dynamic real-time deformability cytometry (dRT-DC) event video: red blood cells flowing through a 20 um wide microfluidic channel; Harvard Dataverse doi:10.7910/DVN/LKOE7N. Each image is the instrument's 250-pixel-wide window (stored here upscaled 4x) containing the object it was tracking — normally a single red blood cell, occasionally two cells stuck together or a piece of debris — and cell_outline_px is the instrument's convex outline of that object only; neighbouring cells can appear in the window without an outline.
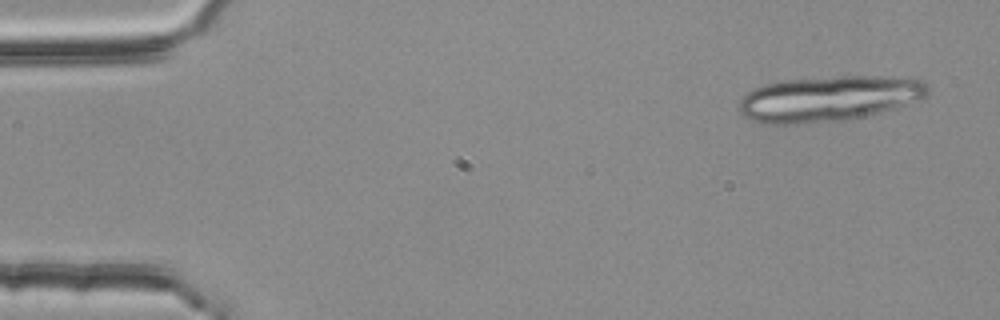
{"species": "common noctule bat (a hibernating species)", "species_latin": "Nyctalus noctula", "temperature_condition": "room temperature", "stored_images_in_passage": 6, "segment_of_instrument_passage": [1, 2], "camera_frame_rate_fps": 3000, "um_per_image_px": 0.085, "animal": {"sex": "female", "body_mass_g": 25.1}, "frame": {"image": 1, "passage_image": 1, "time_ms": 0.0, "image_size_px": [1000, 320], "cell_outline_px": [[928, 92], [924, 96], [908, 104], [896, 108], [848, 120], [800, 124], [764, 124], [744, 116], [736, 108], [740, 100], [748, 92], [764, 84], [784, 80], [840, 76], [908, 76], [924, 80], [928, 84]], "centroid_in_image_um": [70.47, 8.37], "position_along_channel_um": 14.5, "area_um2": 50.52}}